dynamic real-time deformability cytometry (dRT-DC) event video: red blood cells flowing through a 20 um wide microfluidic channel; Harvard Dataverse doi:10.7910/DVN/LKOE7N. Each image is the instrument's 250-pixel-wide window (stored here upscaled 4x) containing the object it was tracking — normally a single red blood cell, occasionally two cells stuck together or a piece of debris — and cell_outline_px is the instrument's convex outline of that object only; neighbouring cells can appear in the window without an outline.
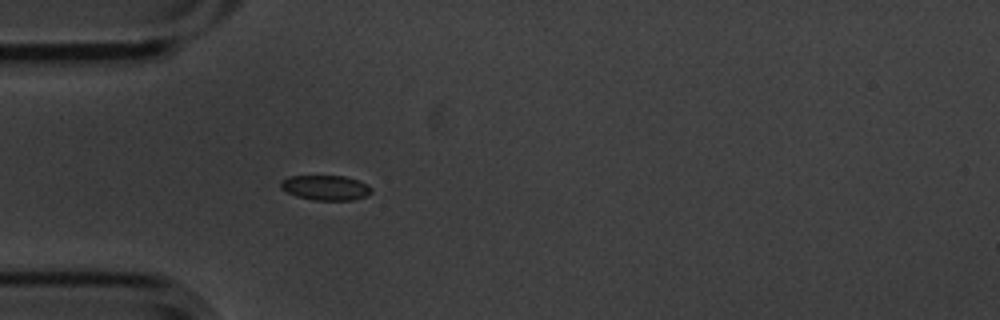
{"species": "common noctule bat (a hibernating species)", "species_latin": "Nyctalus noctula", "temperature_condition": "cold", "stored_images_in_passage": 4, "camera_frame_rate_fps": 3000, "um_per_image_px": 0.085, "animal": {"sex": "male", "body_mass_g": 20.1, "forearm_length_mm": 53.5}, "frame": {"image": 1, "passage_image": 4, "time_ms": 1.0, "image_size_px": [1000, 320], "cell_outline_px": [[372, 192], [364, 196], [352, 200], [316, 200], [296, 196], [280, 188], [280, 180], [288, 176], [344, 176], [356, 180], [372, 188]], "centroid_in_image_um": [27.62, 15.95], "position_along_channel_um": 57.4, "area_um2": 13.01}}